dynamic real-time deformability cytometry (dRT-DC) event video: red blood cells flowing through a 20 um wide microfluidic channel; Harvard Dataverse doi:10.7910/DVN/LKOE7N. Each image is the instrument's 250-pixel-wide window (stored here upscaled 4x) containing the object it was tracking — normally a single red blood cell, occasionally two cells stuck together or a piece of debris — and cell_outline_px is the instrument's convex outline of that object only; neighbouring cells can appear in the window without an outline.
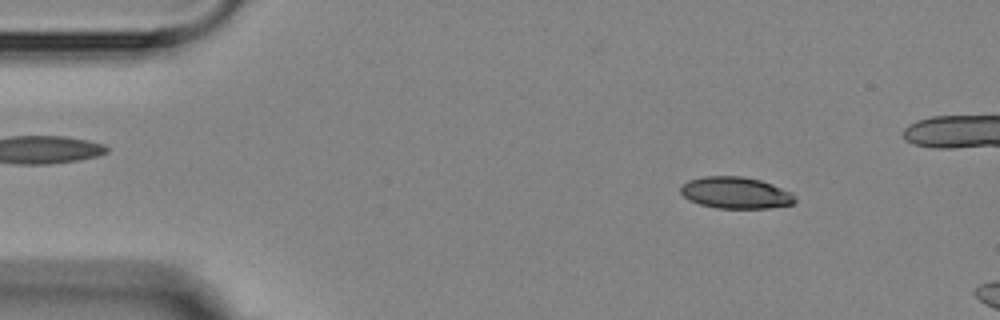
{"species": "Egyptian fruit bat (a non-hibernating species)", "species_latin": "Rousettus aegyptiacus", "temperature_condition": "room temperature", "stored_images_in_passage": 4, "camera_frame_rate_fps": 3000, "um_per_image_px": 0.085, "animal": {"sex": "female"}, "frame": {"image": 1, "passage_image": 3, "time_ms": 2.333, "image_size_px": [1000, 320], "cell_outline_px": [[796, 200], [792, 204], [768, 208], [716, 208], [700, 204], [688, 200], [680, 192], [680, 188], [688, 180], [704, 176], [740, 176], [760, 180], [772, 184], [792, 192], [796, 196]], "centroid_in_image_um": [62.54, 16.38], "position_along_channel_um": 22.5, "area_um2": 21.1}}